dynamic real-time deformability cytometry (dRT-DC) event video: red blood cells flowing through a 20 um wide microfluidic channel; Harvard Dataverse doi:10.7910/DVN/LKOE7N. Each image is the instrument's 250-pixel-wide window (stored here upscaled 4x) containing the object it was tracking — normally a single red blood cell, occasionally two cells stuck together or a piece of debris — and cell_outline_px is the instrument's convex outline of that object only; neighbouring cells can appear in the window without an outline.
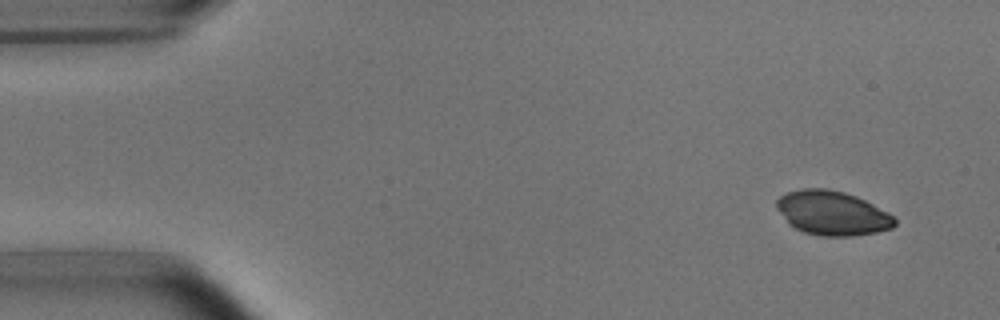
{"species": "common noctule bat (a hibernating species)", "species_latin": "Nyctalus noctula", "temperature_condition": "room temperature", "stored_images_in_passage": 6, "camera_frame_rate_fps": 3000, "um_per_image_px": 0.085, "animal": {"sex": "male", "body_mass_g": 15.6}, "frame": {"image": 1, "passage_image": 1, "time_ms": 0.0, "image_size_px": [1000, 320], "cell_outline_px": [[896, 224], [892, 228], [876, 232], [852, 236], [820, 236], [804, 232], [788, 224], [776, 208], [776, 200], [780, 196], [788, 192], [804, 188], [828, 188], [844, 192], [856, 196], [888, 212], [896, 220]], "centroid_in_image_um": [70.73, 18.11], "position_along_channel_um": 14.3, "area_um2": 30.46}}